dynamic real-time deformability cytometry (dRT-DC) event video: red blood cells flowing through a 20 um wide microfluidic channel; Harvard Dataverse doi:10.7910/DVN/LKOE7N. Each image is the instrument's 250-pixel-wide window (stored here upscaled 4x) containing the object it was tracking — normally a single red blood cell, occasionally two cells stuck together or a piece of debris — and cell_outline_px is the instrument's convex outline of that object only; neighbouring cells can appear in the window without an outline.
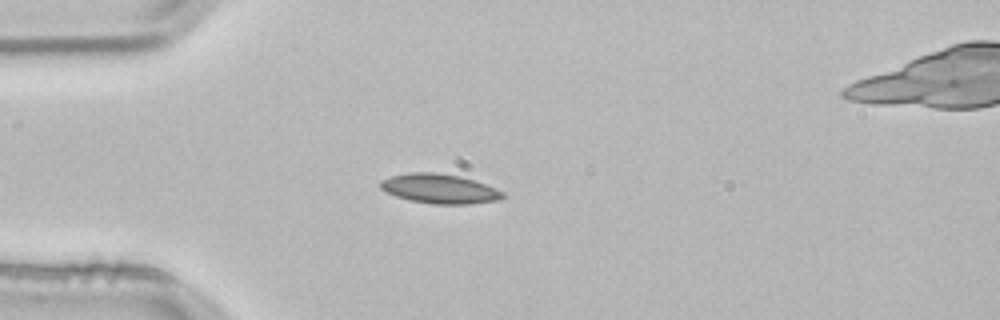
{"species": "common noctule bat (a hibernating species)", "species_latin": "Nyctalus noctula", "temperature_condition": "room temperature", "stored_images_in_passage": 3, "camera_frame_rate_fps": 3000, "um_per_image_px": 0.085, "animal": {"sex": "male", "body_mass_g": 21.5, "forearm_length_mm": 52.0}, "frame": {"image": 1, "passage_image": 3, "time_ms": 0.667, "image_size_px": [1000, 320], "cell_outline_px": [[504, 196], [496, 200], [468, 204], [432, 204], [408, 200], [396, 196], [380, 188], [380, 180], [392, 176], [412, 172], [436, 172], [460, 176], [496, 188], [504, 192]], "centroid_in_image_um": [37.34, 16.04], "position_along_channel_um": 47.7, "area_um2": 20.87}}